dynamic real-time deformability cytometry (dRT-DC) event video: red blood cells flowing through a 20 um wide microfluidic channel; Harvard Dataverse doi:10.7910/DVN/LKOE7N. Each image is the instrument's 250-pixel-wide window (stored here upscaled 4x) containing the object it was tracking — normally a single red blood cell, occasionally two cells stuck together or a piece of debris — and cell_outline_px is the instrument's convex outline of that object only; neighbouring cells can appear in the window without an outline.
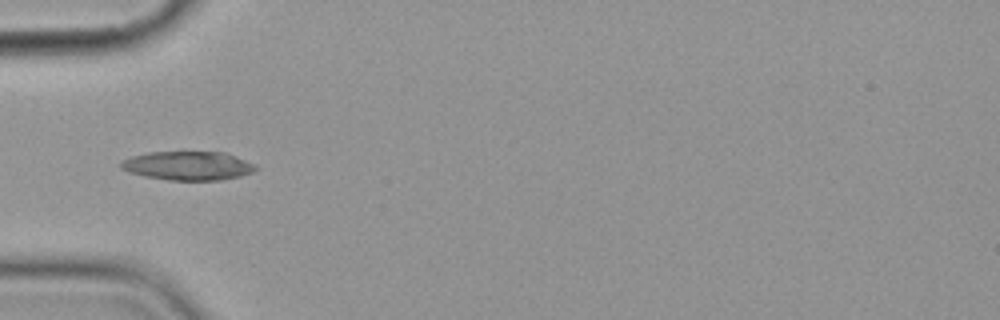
{"species": "common noctule bat (a hibernating species)", "species_latin": "Nyctalus noctula", "temperature_condition": "cold", "stored_images_in_passage": 9, "camera_frame_rate_fps": 3000, "um_per_image_px": 0.085, "animal": {"sex": "female", "body_mass_g": 19.9}, "frame": {"image": 1, "passage_image": 4, "time_ms": 3.667, "image_size_px": [1000, 320], "cell_outline_px": [[256, 168], [252, 172], [240, 176], [220, 180], [168, 180], [144, 176], [128, 172], [120, 168], [120, 160], [132, 156], [148, 152], [180, 148], [184, 148], [224, 152], [236, 156], [256, 164]], "centroid_in_image_um": [15.93, 14.02], "position_along_channel_um": 69.1, "area_um2": 23.87}}
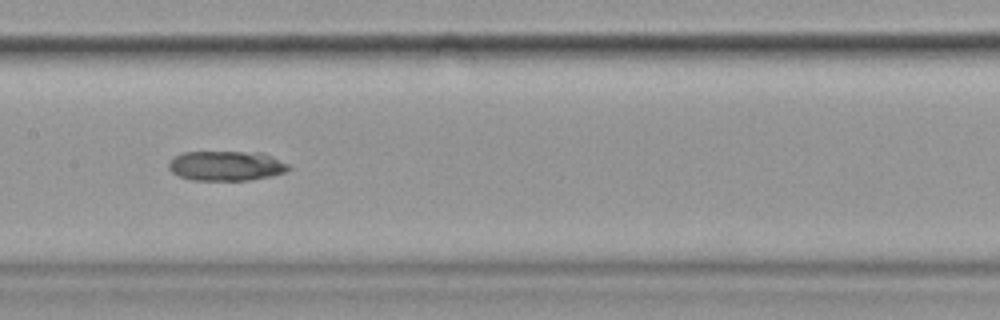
{"frame": {"image": 2, "passage_image": 7, "time_ms": 7.0, "image_size_px": [1000, 320], "cell_outline_px": [[292, 168], [284, 172], [272, 176], [248, 180], [192, 180], [180, 176], [172, 172], [168, 168], [168, 164], [172, 156], [184, 152], [264, 152], [288, 164]], "centroid_in_image_um": [19.23, 14.09], "position_along_channel_um": 188.2, "area_um2": 20.98}}
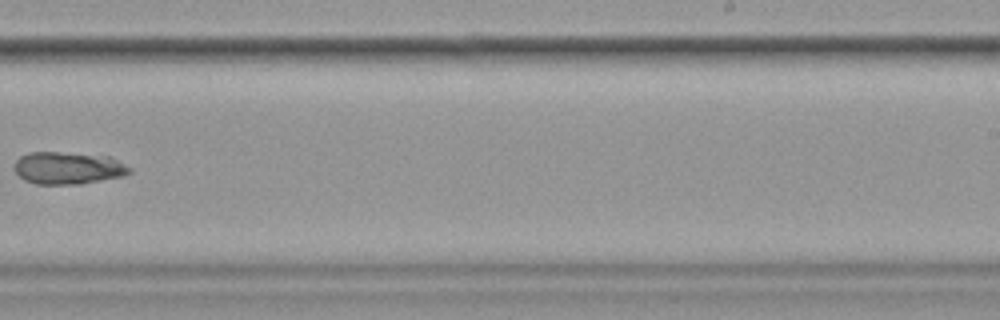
{"frame": {"image": 3, "passage_image": 9, "time_ms": 9.667, "image_size_px": [1000, 320], "cell_outline_px": [[132, 172], [124, 176], [80, 184], [36, 184], [24, 180], [16, 172], [16, 160], [20, 156], [28, 152], [56, 152], [112, 156], [132, 168]], "centroid_in_image_um": [5.84, 14.28], "position_along_channel_um": 283.2, "area_um2": 21.79}}